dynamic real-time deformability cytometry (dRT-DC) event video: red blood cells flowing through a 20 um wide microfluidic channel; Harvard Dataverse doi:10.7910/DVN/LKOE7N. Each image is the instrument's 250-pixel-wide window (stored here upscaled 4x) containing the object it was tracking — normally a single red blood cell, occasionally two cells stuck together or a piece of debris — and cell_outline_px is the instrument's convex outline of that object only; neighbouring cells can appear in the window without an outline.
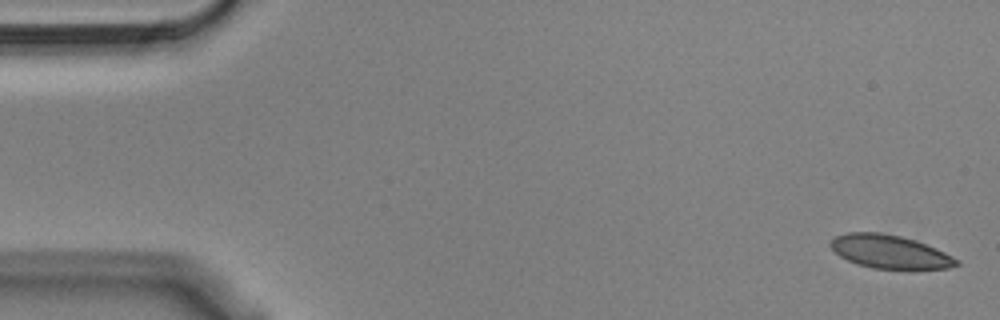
{"species": "Egyptian fruit bat (a non-hibernating species)", "species_latin": "Rousettus aegyptiacus", "temperature_condition": "cold", "stored_images_in_passage": 7, "camera_frame_rate_fps": 3000, "um_per_image_px": 0.085, "animal": {"sex": "male"}, "frame": {"image": 1, "passage_image": 1, "time_ms": 0.0, "image_size_px": [1000, 320], "cell_outline_px": [[960, 264], [948, 268], [908, 272], [872, 268], [856, 264], [840, 256], [828, 244], [836, 236], [848, 232], [880, 232], [900, 236], [916, 240], [936, 248], [960, 260]], "centroid_in_image_um": [75.7, 21.45], "position_along_channel_um": 9.3, "area_um2": 25.37}}